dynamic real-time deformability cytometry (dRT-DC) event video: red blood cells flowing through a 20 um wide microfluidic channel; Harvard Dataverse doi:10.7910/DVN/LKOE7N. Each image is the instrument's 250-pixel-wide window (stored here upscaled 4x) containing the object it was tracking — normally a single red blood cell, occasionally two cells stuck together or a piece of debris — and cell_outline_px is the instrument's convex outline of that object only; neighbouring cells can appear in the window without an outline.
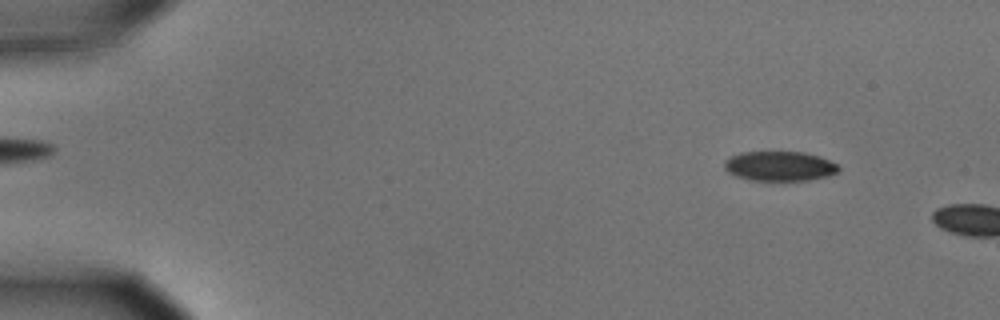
{"species": "common noctule bat (a hibernating species)", "species_latin": "Nyctalus noctula", "temperature_condition": "cold", "stored_images_in_passage": 2, "camera_frame_rate_fps": 3000, "um_per_image_px": 0.085, "animal": {"sex": "male", "body_mass_g": 15.6}, "frame": {"image": 1, "passage_image": 1, "time_ms": 0.0, "image_size_px": [1000, 320], "cell_outline_px": [[840, 172], [828, 176], [808, 180], [752, 180], [736, 176], [728, 172], [724, 168], [724, 160], [740, 152], [804, 152], [820, 156], [836, 164], [840, 168]], "centroid_in_image_um": [66.28, 14.12], "position_along_channel_um": 18.7, "area_um2": 19.77}}